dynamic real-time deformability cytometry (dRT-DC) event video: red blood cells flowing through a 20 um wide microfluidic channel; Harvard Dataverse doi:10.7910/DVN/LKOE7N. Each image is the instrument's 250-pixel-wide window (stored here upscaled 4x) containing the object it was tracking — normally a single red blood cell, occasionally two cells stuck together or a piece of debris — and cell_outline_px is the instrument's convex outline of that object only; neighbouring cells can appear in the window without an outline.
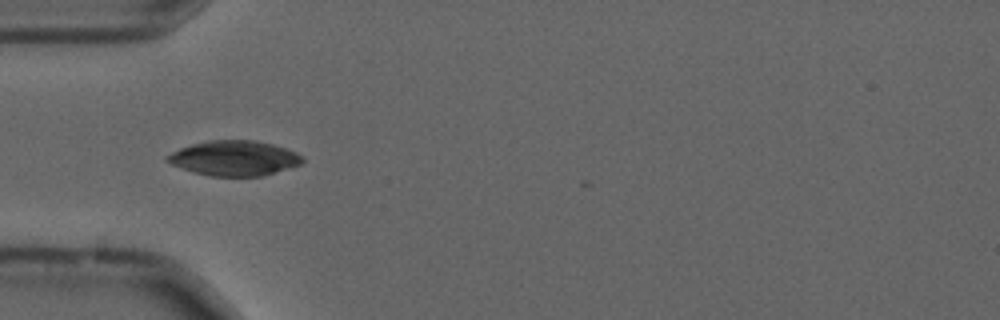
{"species": "common noctule bat (a hibernating species)", "species_latin": "Nyctalus noctula", "temperature_condition": "cold", "stored_images_in_passage": 11, "camera_frame_rate_fps": 3000, "um_per_image_px": 0.085, "animal": {"sex": "male", "forearm_length_mm": 52.5}, "frame": {"image": 1, "passage_image": 4, "time_ms": 1.0, "image_size_px": [1000, 320], "cell_outline_px": [[304, 160], [300, 164], [288, 168], [260, 176], [212, 176], [196, 172], [172, 164], [164, 160], [164, 156], [180, 148], [192, 144], [208, 140], [252, 140], [272, 144], [296, 152], [304, 156]], "centroid_in_image_um": [19.9, 13.43], "position_along_channel_um": 65.1, "area_um2": 27.28}}
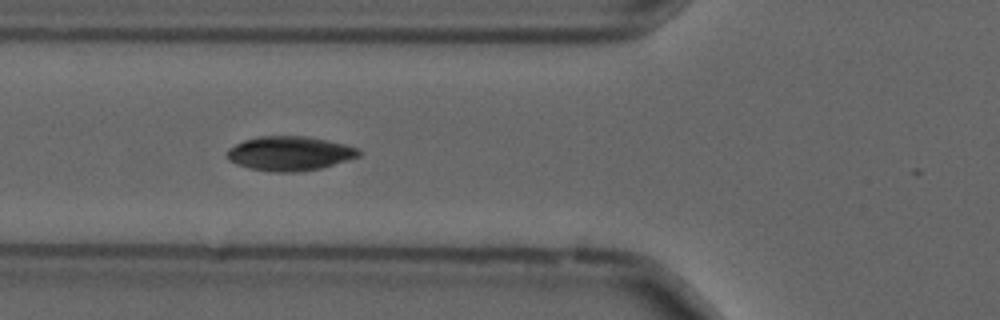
{"frame": {"image": 2, "passage_image": 7, "time_ms": 2.0, "image_size_px": [1000, 320], "cell_outline_px": [[364, 152], [360, 156], [348, 160], [320, 168], [300, 172], [272, 172], [248, 168], [236, 164], [228, 160], [224, 156], [228, 148], [244, 140], [260, 136], [308, 136], [328, 140], [344, 144], [356, 148]], "centroid_in_image_um": [24.6, 13.05], "position_along_channel_um": 101.2, "area_um2": 26.65}}